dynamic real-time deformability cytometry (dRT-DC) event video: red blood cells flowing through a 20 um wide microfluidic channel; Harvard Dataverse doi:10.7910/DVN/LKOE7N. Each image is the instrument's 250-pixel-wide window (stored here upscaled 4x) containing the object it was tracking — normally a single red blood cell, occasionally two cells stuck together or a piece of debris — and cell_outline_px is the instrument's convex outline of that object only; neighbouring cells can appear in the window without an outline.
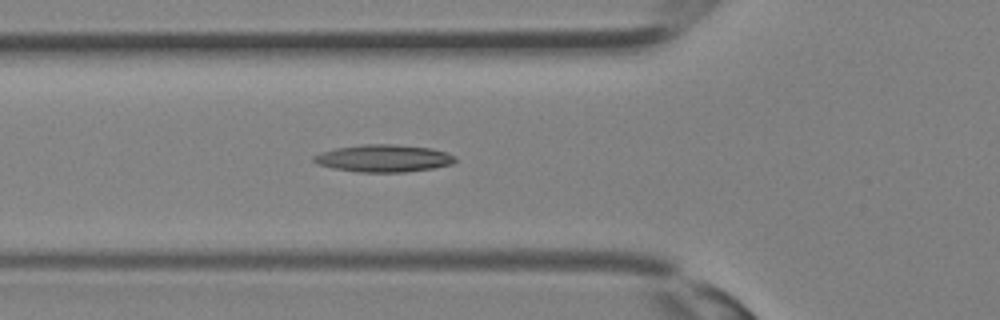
{"species": "Egyptian fruit bat (a non-hibernating species)", "species_latin": "Rousettus aegyptiacus", "temperature_condition": "room temperature", "stored_images_in_passage": 26, "camera_frame_rate_fps": 3000, "um_per_image_px": 0.085, "animal": {"sex": "female"}, "frame": {"image": 1, "passage_image": 8, "time_ms": 2.333, "image_size_px": [1000, 320], "cell_outline_px": [[456, 160], [452, 164], [432, 168], [404, 172], [356, 172], [332, 168], [316, 164], [312, 160], [312, 156], [320, 152], [336, 148], [360, 144], [392, 144], [432, 148], [456, 156]], "centroid_in_image_um": [32.56, 13.45], "position_along_channel_um": 93.2, "area_um2": 22.66}}
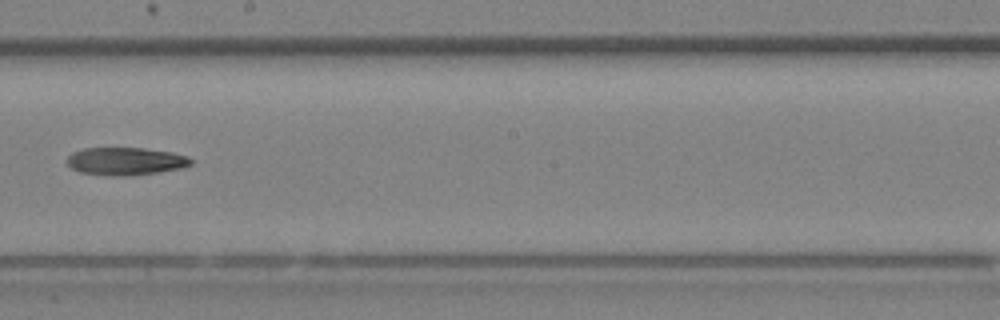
{"frame": {"image": 2, "passage_image": 15, "time_ms": 4.667, "image_size_px": [1000, 320], "cell_outline_px": [[192, 164], [180, 168], [156, 172], [124, 176], [112, 176], [80, 172], [72, 168], [68, 164], [68, 156], [72, 152], [84, 148], [144, 148], [172, 152], [188, 156], [192, 160]], "centroid_in_image_um": [10.67, 13.69], "position_along_channel_um": 237.5, "area_um2": 19.88}}
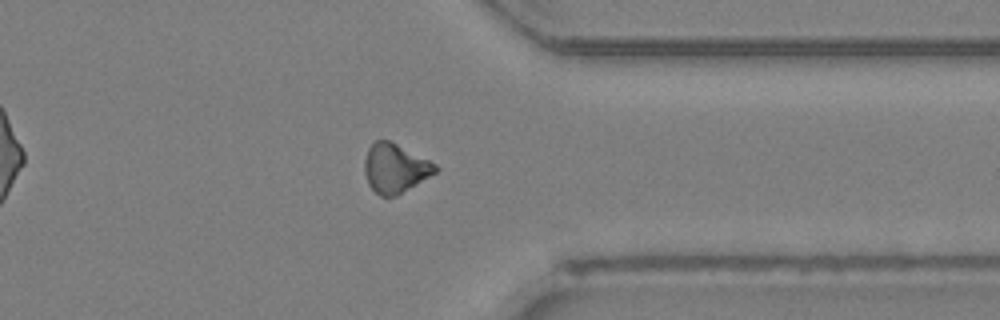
{"frame": {"image": 3, "passage_image": 22, "time_ms": 7.0, "image_size_px": [1000, 320], "cell_outline_px": [[440, 168], [436, 172], [396, 196], [380, 196], [368, 184], [364, 172], [364, 160], [368, 148], [376, 140], [388, 140], [436, 164]], "centroid_in_image_um": [33.55, 14.3], "position_along_channel_um": 377.8, "area_um2": 19.94}}